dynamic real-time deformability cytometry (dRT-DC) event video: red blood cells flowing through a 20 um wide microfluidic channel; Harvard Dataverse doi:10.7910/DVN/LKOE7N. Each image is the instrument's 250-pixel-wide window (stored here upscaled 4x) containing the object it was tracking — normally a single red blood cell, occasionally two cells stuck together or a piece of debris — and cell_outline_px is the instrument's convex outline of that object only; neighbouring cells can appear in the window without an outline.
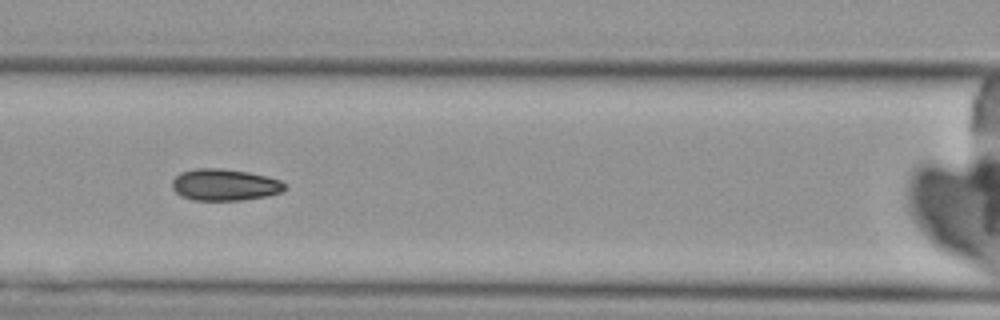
{"species": "Egyptian fruit bat (a non-hibernating species)", "species_latin": "Rousettus aegyptiacus", "temperature_condition": "cold", "stored_images_in_passage": 7, "camera_frame_rate_fps": 3000, "um_per_image_px": 0.085, "animal": {"sex": "female"}, "frame": {"image": 1, "passage_image": 7, "time_ms": 8.0, "image_size_px": [1000, 320], "cell_outline_px": [[288, 188], [280, 192], [268, 196], [240, 200], [192, 200], [180, 196], [172, 188], [172, 180], [180, 172], [196, 168], [224, 168], [248, 172], [268, 176], [280, 180]], "centroid_in_image_um": [19.08, 15.7], "position_along_channel_um": 147.5, "area_um2": 20.98}}